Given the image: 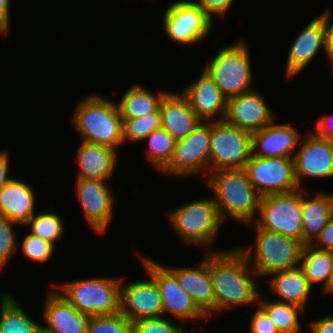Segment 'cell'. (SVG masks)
Instances as JSON below:
<instances>
[{
    "instance_id": "obj_1",
    "label": "cell",
    "mask_w": 333,
    "mask_h": 333,
    "mask_svg": "<svg viewBox=\"0 0 333 333\" xmlns=\"http://www.w3.org/2000/svg\"><path fill=\"white\" fill-rule=\"evenodd\" d=\"M209 273L214 292L215 316L234 308L246 306L253 309L258 304L262 291L257 283L259 278L237 247L209 252Z\"/></svg>"
},
{
    "instance_id": "obj_2",
    "label": "cell",
    "mask_w": 333,
    "mask_h": 333,
    "mask_svg": "<svg viewBox=\"0 0 333 333\" xmlns=\"http://www.w3.org/2000/svg\"><path fill=\"white\" fill-rule=\"evenodd\" d=\"M203 185L211 191L224 224L231 219L233 223L244 225L255 221L261 196L253 187L244 168L212 171Z\"/></svg>"
},
{
    "instance_id": "obj_3",
    "label": "cell",
    "mask_w": 333,
    "mask_h": 333,
    "mask_svg": "<svg viewBox=\"0 0 333 333\" xmlns=\"http://www.w3.org/2000/svg\"><path fill=\"white\" fill-rule=\"evenodd\" d=\"M91 93L80 99L70 119L80 141L108 146L120 151L123 142V119L114 99ZM119 147V148H118Z\"/></svg>"
},
{
    "instance_id": "obj_4",
    "label": "cell",
    "mask_w": 333,
    "mask_h": 333,
    "mask_svg": "<svg viewBox=\"0 0 333 333\" xmlns=\"http://www.w3.org/2000/svg\"><path fill=\"white\" fill-rule=\"evenodd\" d=\"M210 195L188 201L173 210H166L165 217L167 216L169 225L187 248L200 246L202 250L204 248V252L224 250L214 245L225 224L220 219L212 194Z\"/></svg>"
},
{
    "instance_id": "obj_5",
    "label": "cell",
    "mask_w": 333,
    "mask_h": 333,
    "mask_svg": "<svg viewBox=\"0 0 333 333\" xmlns=\"http://www.w3.org/2000/svg\"><path fill=\"white\" fill-rule=\"evenodd\" d=\"M248 225L255 228L252 244L236 247L245 255L259 279L264 280L275 272L300 266L304 247L301 241L260 228L254 222Z\"/></svg>"
},
{
    "instance_id": "obj_6",
    "label": "cell",
    "mask_w": 333,
    "mask_h": 333,
    "mask_svg": "<svg viewBox=\"0 0 333 333\" xmlns=\"http://www.w3.org/2000/svg\"><path fill=\"white\" fill-rule=\"evenodd\" d=\"M59 282L50 284L81 313L95 316L120 312L121 276H89Z\"/></svg>"
},
{
    "instance_id": "obj_7",
    "label": "cell",
    "mask_w": 333,
    "mask_h": 333,
    "mask_svg": "<svg viewBox=\"0 0 333 333\" xmlns=\"http://www.w3.org/2000/svg\"><path fill=\"white\" fill-rule=\"evenodd\" d=\"M249 42L237 37L234 43L223 45L204 69L213 78L223 95L229 99L255 88ZM254 85V86H253Z\"/></svg>"
},
{
    "instance_id": "obj_8",
    "label": "cell",
    "mask_w": 333,
    "mask_h": 333,
    "mask_svg": "<svg viewBox=\"0 0 333 333\" xmlns=\"http://www.w3.org/2000/svg\"><path fill=\"white\" fill-rule=\"evenodd\" d=\"M211 128L212 121H201L191 134L178 140L169 163L159 173L179 179L199 176L204 182L210 173Z\"/></svg>"
},
{
    "instance_id": "obj_9",
    "label": "cell",
    "mask_w": 333,
    "mask_h": 333,
    "mask_svg": "<svg viewBox=\"0 0 333 333\" xmlns=\"http://www.w3.org/2000/svg\"><path fill=\"white\" fill-rule=\"evenodd\" d=\"M139 262L142 264L146 273H148L157 283L162 306L163 316L181 321L192 323V326L200 321L202 324L210 320L193 302L192 298L182 289L176 276L165 266V264L155 259L139 253ZM172 316V317H171ZM206 320V321H204ZM191 321V322H190ZM197 322V323H196Z\"/></svg>"
},
{
    "instance_id": "obj_10",
    "label": "cell",
    "mask_w": 333,
    "mask_h": 333,
    "mask_svg": "<svg viewBox=\"0 0 333 333\" xmlns=\"http://www.w3.org/2000/svg\"><path fill=\"white\" fill-rule=\"evenodd\" d=\"M163 30L173 43L195 46L210 37L214 22L194 0H176L162 14Z\"/></svg>"
},
{
    "instance_id": "obj_11",
    "label": "cell",
    "mask_w": 333,
    "mask_h": 333,
    "mask_svg": "<svg viewBox=\"0 0 333 333\" xmlns=\"http://www.w3.org/2000/svg\"><path fill=\"white\" fill-rule=\"evenodd\" d=\"M254 223L303 243L302 189L261 197Z\"/></svg>"
},
{
    "instance_id": "obj_12",
    "label": "cell",
    "mask_w": 333,
    "mask_h": 333,
    "mask_svg": "<svg viewBox=\"0 0 333 333\" xmlns=\"http://www.w3.org/2000/svg\"><path fill=\"white\" fill-rule=\"evenodd\" d=\"M252 156V134L226 120L212 121L210 172L244 168Z\"/></svg>"
},
{
    "instance_id": "obj_13",
    "label": "cell",
    "mask_w": 333,
    "mask_h": 333,
    "mask_svg": "<svg viewBox=\"0 0 333 333\" xmlns=\"http://www.w3.org/2000/svg\"><path fill=\"white\" fill-rule=\"evenodd\" d=\"M74 193L89 228L104 236L115 213V193L108 181L75 178Z\"/></svg>"
},
{
    "instance_id": "obj_14",
    "label": "cell",
    "mask_w": 333,
    "mask_h": 333,
    "mask_svg": "<svg viewBox=\"0 0 333 333\" xmlns=\"http://www.w3.org/2000/svg\"><path fill=\"white\" fill-rule=\"evenodd\" d=\"M261 197L299 189L293 158H266L252 155L244 167Z\"/></svg>"
},
{
    "instance_id": "obj_15",
    "label": "cell",
    "mask_w": 333,
    "mask_h": 333,
    "mask_svg": "<svg viewBox=\"0 0 333 333\" xmlns=\"http://www.w3.org/2000/svg\"><path fill=\"white\" fill-rule=\"evenodd\" d=\"M306 132L293 158L296 180L301 189H306L304 178L333 179V142L319 138L310 129Z\"/></svg>"
},
{
    "instance_id": "obj_16",
    "label": "cell",
    "mask_w": 333,
    "mask_h": 333,
    "mask_svg": "<svg viewBox=\"0 0 333 333\" xmlns=\"http://www.w3.org/2000/svg\"><path fill=\"white\" fill-rule=\"evenodd\" d=\"M145 276L144 279L130 282L121 277L120 312L131 322L163 316L158 285L148 273Z\"/></svg>"
},
{
    "instance_id": "obj_17",
    "label": "cell",
    "mask_w": 333,
    "mask_h": 333,
    "mask_svg": "<svg viewBox=\"0 0 333 333\" xmlns=\"http://www.w3.org/2000/svg\"><path fill=\"white\" fill-rule=\"evenodd\" d=\"M264 97L254 88L229 98L225 120L251 134L260 131L278 116Z\"/></svg>"
},
{
    "instance_id": "obj_18",
    "label": "cell",
    "mask_w": 333,
    "mask_h": 333,
    "mask_svg": "<svg viewBox=\"0 0 333 333\" xmlns=\"http://www.w3.org/2000/svg\"><path fill=\"white\" fill-rule=\"evenodd\" d=\"M297 34L287 51L284 77L292 80L314 62V59L324 51V12L314 17L308 25Z\"/></svg>"
},
{
    "instance_id": "obj_19",
    "label": "cell",
    "mask_w": 333,
    "mask_h": 333,
    "mask_svg": "<svg viewBox=\"0 0 333 333\" xmlns=\"http://www.w3.org/2000/svg\"><path fill=\"white\" fill-rule=\"evenodd\" d=\"M274 119L252 133V155L266 158H294L303 134L294 123H277Z\"/></svg>"
},
{
    "instance_id": "obj_20",
    "label": "cell",
    "mask_w": 333,
    "mask_h": 333,
    "mask_svg": "<svg viewBox=\"0 0 333 333\" xmlns=\"http://www.w3.org/2000/svg\"><path fill=\"white\" fill-rule=\"evenodd\" d=\"M195 78L181 89L192 110L202 121L225 120L228 99L204 68Z\"/></svg>"
},
{
    "instance_id": "obj_21",
    "label": "cell",
    "mask_w": 333,
    "mask_h": 333,
    "mask_svg": "<svg viewBox=\"0 0 333 333\" xmlns=\"http://www.w3.org/2000/svg\"><path fill=\"white\" fill-rule=\"evenodd\" d=\"M203 253L197 265L165 266L176 276L179 285L192 298L196 306L212 319L211 317H215L214 292L209 273V252Z\"/></svg>"
},
{
    "instance_id": "obj_22",
    "label": "cell",
    "mask_w": 333,
    "mask_h": 333,
    "mask_svg": "<svg viewBox=\"0 0 333 333\" xmlns=\"http://www.w3.org/2000/svg\"><path fill=\"white\" fill-rule=\"evenodd\" d=\"M51 286V287H50ZM41 312L42 333H86L90 316L76 310L51 284Z\"/></svg>"
},
{
    "instance_id": "obj_23",
    "label": "cell",
    "mask_w": 333,
    "mask_h": 333,
    "mask_svg": "<svg viewBox=\"0 0 333 333\" xmlns=\"http://www.w3.org/2000/svg\"><path fill=\"white\" fill-rule=\"evenodd\" d=\"M75 154L78 166L75 178L102 181H110L114 176L121 157L119 150L86 141L79 142Z\"/></svg>"
},
{
    "instance_id": "obj_24",
    "label": "cell",
    "mask_w": 333,
    "mask_h": 333,
    "mask_svg": "<svg viewBox=\"0 0 333 333\" xmlns=\"http://www.w3.org/2000/svg\"><path fill=\"white\" fill-rule=\"evenodd\" d=\"M34 188L30 182L14 177L0 190V215L25 228L37 210Z\"/></svg>"
},
{
    "instance_id": "obj_25",
    "label": "cell",
    "mask_w": 333,
    "mask_h": 333,
    "mask_svg": "<svg viewBox=\"0 0 333 333\" xmlns=\"http://www.w3.org/2000/svg\"><path fill=\"white\" fill-rule=\"evenodd\" d=\"M161 127L177 141L184 139L201 123L181 91L169 90L159 105Z\"/></svg>"
},
{
    "instance_id": "obj_26",
    "label": "cell",
    "mask_w": 333,
    "mask_h": 333,
    "mask_svg": "<svg viewBox=\"0 0 333 333\" xmlns=\"http://www.w3.org/2000/svg\"><path fill=\"white\" fill-rule=\"evenodd\" d=\"M270 294L274 300L299 306L304 311L308 309L311 294L315 291L308 283L300 266L278 271L266 278Z\"/></svg>"
},
{
    "instance_id": "obj_27",
    "label": "cell",
    "mask_w": 333,
    "mask_h": 333,
    "mask_svg": "<svg viewBox=\"0 0 333 333\" xmlns=\"http://www.w3.org/2000/svg\"><path fill=\"white\" fill-rule=\"evenodd\" d=\"M324 190H316L312 195L308 187L302 189L304 245L311 244L333 216V192Z\"/></svg>"
},
{
    "instance_id": "obj_28",
    "label": "cell",
    "mask_w": 333,
    "mask_h": 333,
    "mask_svg": "<svg viewBox=\"0 0 333 333\" xmlns=\"http://www.w3.org/2000/svg\"><path fill=\"white\" fill-rule=\"evenodd\" d=\"M300 267L302 268L309 285H319L324 296L332 295L333 251L317 248L305 244L301 254Z\"/></svg>"
},
{
    "instance_id": "obj_29",
    "label": "cell",
    "mask_w": 333,
    "mask_h": 333,
    "mask_svg": "<svg viewBox=\"0 0 333 333\" xmlns=\"http://www.w3.org/2000/svg\"><path fill=\"white\" fill-rule=\"evenodd\" d=\"M16 297L0 291V333H42V324L30 316Z\"/></svg>"
},
{
    "instance_id": "obj_30",
    "label": "cell",
    "mask_w": 333,
    "mask_h": 333,
    "mask_svg": "<svg viewBox=\"0 0 333 333\" xmlns=\"http://www.w3.org/2000/svg\"><path fill=\"white\" fill-rule=\"evenodd\" d=\"M139 83V84H138ZM168 89L152 91L140 82L133 83L117 101V106L122 118H136L154 112Z\"/></svg>"
},
{
    "instance_id": "obj_31",
    "label": "cell",
    "mask_w": 333,
    "mask_h": 333,
    "mask_svg": "<svg viewBox=\"0 0 333 333\" xmlns=\"http://www.w3.org/2000/svg\"><path fill=\"white\" fill-rule=\"evenodd\" d=\"M265 297L261 291L258 305L266 312L279 333H298L304 329L302 320L306 311L299 306L280 302L274 298L268 300L269 298Z\"/></svg>"
},
{
    "instance_id": "obj_32",
    "label": "cell",
    "mask_w": 333,
    "mask_h": 333,
    "mask_svg": "<svg viewBox=\"0 0 333 333\" xmlns=\"http://www.w3.org/2000/svg\"><path fill=\"white\" fill-rule=\"evenodd\" d=\"M176 142L177 140L162 127L154 130L141 142L147 145L144 149V157L147 158L146 161L156 173H159L169 163Z\"/></svg>"
},
{
    "instance_id": "obj_33",
    "label": "cell",
    "mask_w": 333,
    "mask_h": 333,
    "mask_svg": "<svg viewBox=\"0 0 333 333\" xmlns=\"http://www.w3.org/2000/svg\"><path fill=\"white\" fill-rule=\"evenodd\" d=\"M25 225L31 234L52 243L56 248H58L57 242L64 238L66 232L61 215L52 208L37 211Z\"/></svg>"
},
{
    "instance_id": "obj_34",
    "label": "cell",
    "mask_w": 333,
    "mask_h": 333,
    "mask_svg": "<svg viewBox=\"0 0 333 333\" xmlns=\"http://www.w3.org/2000/svg\"><path fill=\"white\" fill-rule=\"evenodd\" d=\"M123 119V142L141 143L154 130L161 128V113L158 107L154 112L136 118Z\"/></svg>"
},
{
    "instance_id": "obj_35",
    "label": "cell",
    "mask_w": 333,
    "mask_h": 333,
    "mask_svg": "<svg viewBox=\"0 0 333 333\" xmlns=\"http://www.w3.org/2000/svg\"><path fill=\"white\" fill-rule=\"evenodd\" d=\"M56 249L52 243L27 231L23 235L22 240L18 242L17 252L22 253L28 261L38 263L39 265L42 263L43 265L52 260Z\"/></svg>"
},
{
    "instance_id": "obj_36",
    "label": "cell",
    "mask_w": 333,
    "mask_h": 333,
    "mask_svg": "<svg viewBox=\"0 0 333 333\" xmlns=\"http://www.w3.org/2000/svg\"><path fill=\"white\" fill-rule=\"evenodd\" d=\"M19 224L0 215V273L8 267L18 253L17 228Z\"/></svg>"
},
{
    "instance_id": "obj_37",
    "label": "cell",
    "mask_w": 333,
    "mask_h": 333,
    "mask_svg": "<svg viewBox=\"0 0 333 333\" xmlns=\"http://www.w3.org/2000/svg\"><path fill=\"white\" fill-rule=\"evenodd\" d=\"M86 333H133L132 322L121 312L90 316Z\"/></svg>"
},
{
    "instance_id": "obj_38",
    "label": "cell",
    "mask_w": 333,
    "mask_h": 333,
    "mask_svg": "<svg viewBox=\"0 0 333 333\" xmlns=\"http://www.w3.org/2000/svg\"><path fill=\"white\" fill-rule=\"evenodd\" d=\"M181 321L165 316L159 318H142L132 322L133 333H184L187 328ZM184 326V327H183Z\"/></svg>"
},
{
    "instance_id": "obj_39",
    "label": "cell",
    "mask_w": 333,
    "mask_h": 333,
    "mask_svg": "<svg viewBox=\"0 0 333 333\" xmlns=\"http://www.w3.org/2000/svg\"><path fill=\"white\" fill-rule=\"evenodd\" d=\"M212 19L219 18L223 20L226 18L230 12L232 5H234L236 0H194ZM216 17V18H215ZM225 17V18H224ZM221 18V19H220Z\"/></svg>"
},
{
    "instance_id": "obj_40",
    "label": "cell",
    "mask_w": 333,
    "mask_h": 333,
    "mask_svg": "<svg viewBox=\"0 0 333 333\" xmlns=\"http://www.w3.org/2000/svg\"><path fill=\"white\" fill-rule=\"evenodd\" d=\"M255 307L250 319V333H279L266 312L258 304Z\"/></svg>"
},
{
    "instance_id": "obj_41",
    "label": "cell",
    "mask_w": 333,
    "mask_h": 333,
    "mask_svg": "<svg viewBox=\"0 0 333 333\" xmlns=\"http://www.w3.org/2000/svg\"><path fill=\"white\" fill-rule=\"evenodd\" d=\"M324 51L325 59H328L327 64L330 66L333 64V21H332V10L328 7L324 9Z\"/></svg>"
},
{
    "instance_id": "obj_42",
    "label": "cell",
    "mask_w": 333,
    "mask_h": 333,
    "mask_svg": "<svg viewBox=\"0 0 333 333\" xmlns=\"http://www.w3.org/2000/svg\"><path fill=\"white\" fill-rule=\"evenodd\" d=\"M314 128L313 130H310L316 136L333 142V113L325 114V116H321V118H318Z\"/></svg>"
},
{
    "instance_id": "obj_43",
    "label": "cell",
    "mask_w": 333,
    "mask_h": 333,
    "mask_svg": "<svg viewBox=\"0 0 333 333\" xmlns=\"http://www.w3.org/2000/svg\"><path fill=\"white\" fill-rule=\"evenodd\" d=\"M311 245L320 249L333 251V216Z\"/></svg>"
},
{
    "instance_id": "obj_44",
    "label": "cell",
    "mask_w": 333,
    "mask_h": 333,
    "mask_svg": "<svg viewBox=\"0 0 333 333\" xmlns=\"http://www.w3.org/2000/svg\"><path fill=\"white\" fill-rule=\"evenodd\" d=\"M11 1L0 0V35L3 38L9 37L11 32Z\"/></svg>"
},
{
    "instance_id": "obj_45",
    "label": "cell",
    "mask_w": 333,
    "mask_h": 333,
    "mask_svg": "<svg viewBox=\"0 0 333 333\" xmlns=\"http://www.w3.org/2000/svg\"><path fill=\"white\" fill-rule=\"evenodd\" d=\"M312 319L308 322V327L313 333H333V314H326L319 318Z\"/></svg>"
},
{
    "instance_id": "obj_46",
    "label": "cell",
    "mask_w": 333,
    "mask_h": 333,
    "mask_svg": "<svg viewBox=\"0 0 333 333\" xmlns=\"http://www.w3.org/2000/svg\"><path fill=\"white\" fill-rule=\"evenodd\" d=\"M9 152L8 149L0 150V190L15 177L9 172L12 164Z\"/></svg>"
},
{
    "instance_id": "obj_47",
    "label": "cell",
    "mask_w": 333,
    "mask_h": 333,
    "mask_svg": "<svg viewBox=\"0 0 333 333\" xmlns=\"http://www.w3.org/2000/svg\"><path fill=\"white\" fill-rule=\"evenodd\" d=\"M200 325H201L200 326V329H201L200 331L199 330L196 331L195 328H192L193 330L192 329H190V330L187 329L184 333H204V331L202 330L204 325H202V324H200Z\"/></svg>"
},
{
    "instance_id": "obj_48",
    "label": "cell",
    "mask_w": 333,
    "mask_h": 333,
    "mask_svg": "<svg viewBox=\"0 0 333 333\" xmlns=\"http://www.w3.org/2000/svg\"><path fill=\"white\" fill-rule=\"evenodd\" d=\"M308 328V330H307V332L305 331V332H302V331H304V330H301V331H299L298 333H313V331L309 328V327H307Z\"/></svg>"
},
{
    "instance_id": "obj_49",
    "label": "cell",
    "mask_w": 333,
    "mask_h": 333,
    "mask_svg": "<svg viewBox=\"0 0 333 333\" xmlns=\"http://www.w3.org/2000/svg\"><path fill=\"white\" fill-rule=\"evenodd\" d=\"M329 67H331V68H330V69H331V70H330V71H331L330 74L333 75V64H332L331 66H329Z\"/></svg>"
},
{
    "instance_id": "obj_50",
    "label": "cell",
    "mask_w": 333,
    "mask_h": 333,
    "mask_svg": "<svg viewBox=\"0 0 333 333\" xmlns=\"http://www.w3.org/2000/svg\"><path fill=\"white\" fill-rule=\"evenodd\" d=\"M332 296H333V275H332Z\"/></svg>"
}]
</instances>
